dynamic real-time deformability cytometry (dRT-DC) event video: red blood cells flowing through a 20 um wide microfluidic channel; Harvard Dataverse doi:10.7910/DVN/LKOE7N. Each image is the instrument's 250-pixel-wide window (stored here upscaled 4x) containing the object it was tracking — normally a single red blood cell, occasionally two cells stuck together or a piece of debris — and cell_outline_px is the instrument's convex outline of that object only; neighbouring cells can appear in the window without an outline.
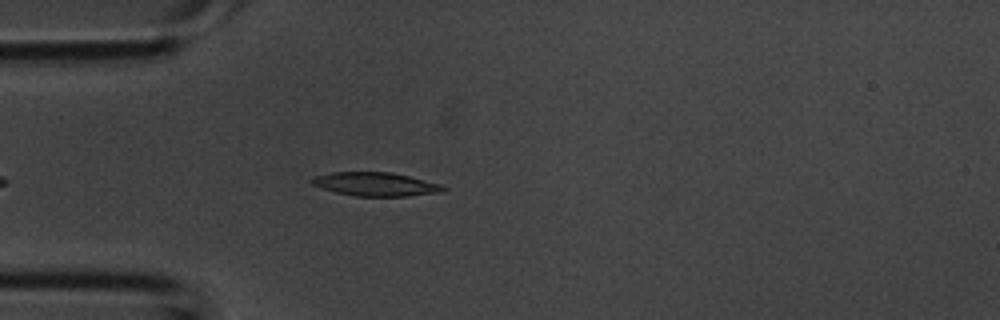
{"species": "common noctule bat (a hibernating species)", "species_latin": "Nyctalus noctula", "temperature_condition": "room temperature", "stored_images_in_passage": 29, "camera_frame_rate_fps": 3000, "um_per_image_px": 0.085, "animal": {"sex": "male", "body_mass_g": 20.1, "forearm_length_mm": 53.5}, "frame": {"image": 1, "passage_image": 5, "time_ms": 1.333, "image_size_px": [1000, 320], "cell_outline_px": [[448, 188], [444, 192], [408, 196], [356, 196], [336, 192], [312, 184], [308, 180], [312, 176], [332, 172], [392, 172], [440, 184]], "centroid_in_image_um": [31.92, 15.65], "position_along_channel_um": 53.1, "area_um2": 18.15}}
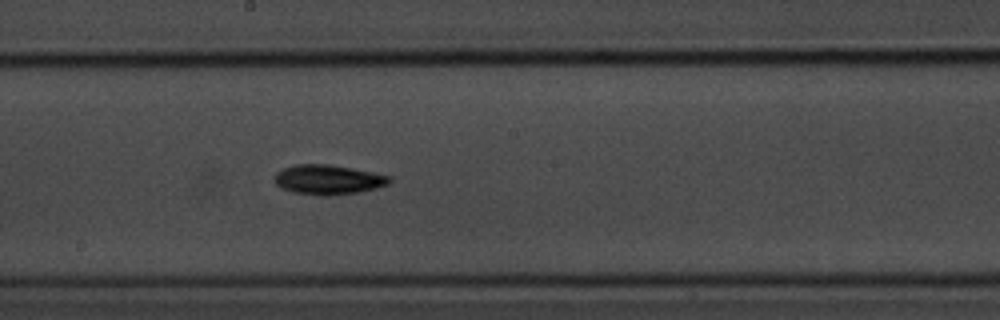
{"frame": {"image": 2, "passage_image": 15, "time_ms": 4.667, "image_size_px": [1000, 320], "cell_outline_px": [[392, 180], [388, 184], [376, 188], [360, 192], [328, 196], [320, 196], [292, 192], [280, 188], [276, 184], [276, 172], [284, 168], [296, 164], [328, 164], [352, 168], [372, 172], [388, 176]], "centroid_in_image_um": [27.88, 15.28], "position_along_channel_um": 220.3, "area_um2": 19.88}}
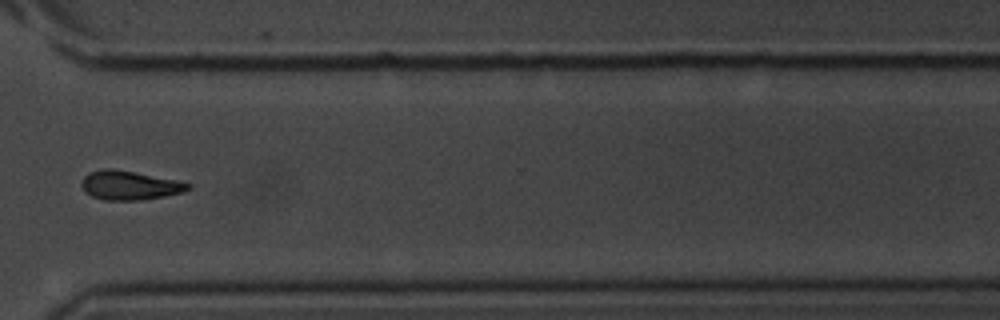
{"frame": {"image": 3, "passage_image": 23, "time_ms": 7.333, "image_size_px": [1000, 320], "cell_outline_px": [[192, 188], [184, 192], [164, 196], [140, 200], [104, 200], [92, 196], [84, 192], [80, 184], [84, 176], [88, 172], [104, 168], [112, 168], [192, 184]], "centroid_in_image_um": [10.96, 15.76], "position_along_channel_um": 359.6, "area_um2": 17.86}}